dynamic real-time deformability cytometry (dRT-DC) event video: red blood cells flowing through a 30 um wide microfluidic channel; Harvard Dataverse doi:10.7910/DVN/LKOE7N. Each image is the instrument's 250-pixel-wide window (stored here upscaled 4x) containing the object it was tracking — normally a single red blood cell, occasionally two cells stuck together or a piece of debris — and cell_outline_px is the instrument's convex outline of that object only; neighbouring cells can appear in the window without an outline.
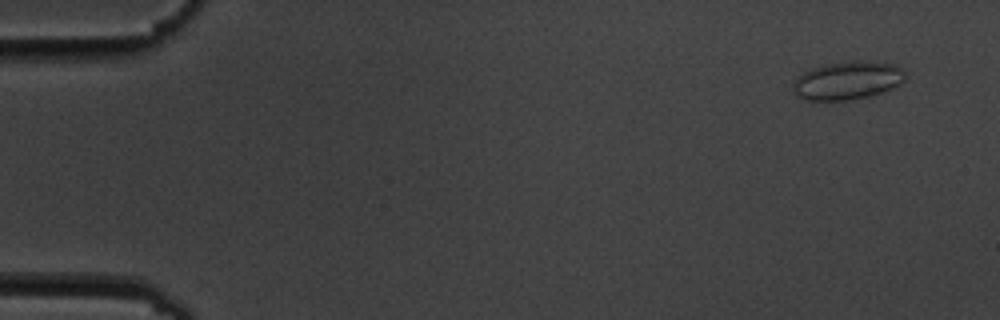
{"species": "common noctule bat (a hibernating species)", "species_latin": "Nyctalus noctula", "temperature_condition": "cold", "stored_images_in_passage": 5, "camera_frame_rate_fps": 3000, "um_per_image_px": 0.085, "animal": {"sex": "male", "body_mass_g": 19.5, "forearm_length_mm": 54.6}, "frame": {"image": 1, "passage_image": 1, "time_ms": 0.0, "image_size_px": [1000, 320], "cell_outline_px": [[908, 80], [884, 92], [868, 96], [844, 100], [804, 100], [796, 96], [792, 92], [792, 80], [796, 76], [812, 68], [824, 64], [856, 60], [896, 64], [908, 72]], "centroid_in_image_um": [72.05, 6.83], "position_along_channel_um": 12.9, "area_um2": 25.61}}
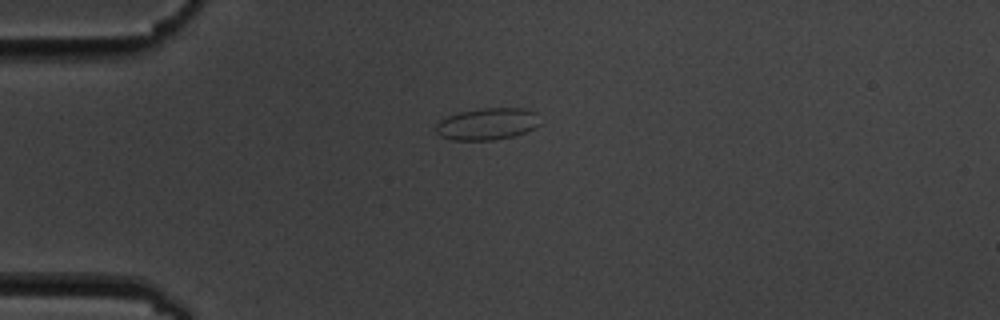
{"frame": {"image": 2, "passage_image": 4, "time_ms": 3.667, "image_size_px": [1000, 320], "cell_outline_px": [[540, 124], [536, 128], [512, 136], [492, 140], [452, 140], [440, 136], [436, 132], [436, 124], [440, 120], [448, 116], [460, 112], [484, 108], [524, 108], [536, 112]], "centroid_in_image_um": [41.42, 10.53], "position_along_channel_um": 43.6, "area_um2": 19.31}}